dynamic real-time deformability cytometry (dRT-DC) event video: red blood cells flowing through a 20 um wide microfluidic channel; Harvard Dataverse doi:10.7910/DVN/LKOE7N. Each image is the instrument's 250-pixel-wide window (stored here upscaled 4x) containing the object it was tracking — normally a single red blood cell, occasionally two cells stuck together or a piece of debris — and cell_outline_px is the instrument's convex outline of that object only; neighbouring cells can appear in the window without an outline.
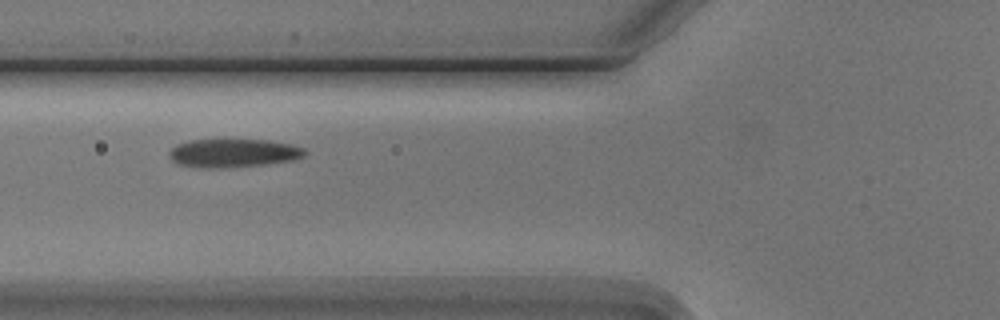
{"species": "Egyptian fruit bat (a non-hibernating species)", "species_latin": "Rousettus aegyptiacus", "temperature_condition": "cold", "stored_images_in_passage": 6, "camera_frame_rate_fps": 3000, "um_per_image_px": 0.085, "animal": {"sex": "male"}, "frame": {"image": 1, "passage_image": 2, "time_ms": 1.333, "image_size_px": [1000, 320], "cell_outline_px": [[308, 152], [304, 156], [292, 160], [264, 164], [220, 168], [200, 168], [176, 164], [168, 156], [168, 152], [176, 144], [188, 140], [268, 140], [292, 144], [304, 148]], "centroid_in_image_um": [19.8, 13.01], "position_along_channel_um": 106.0, "area_um2": 22.6}}
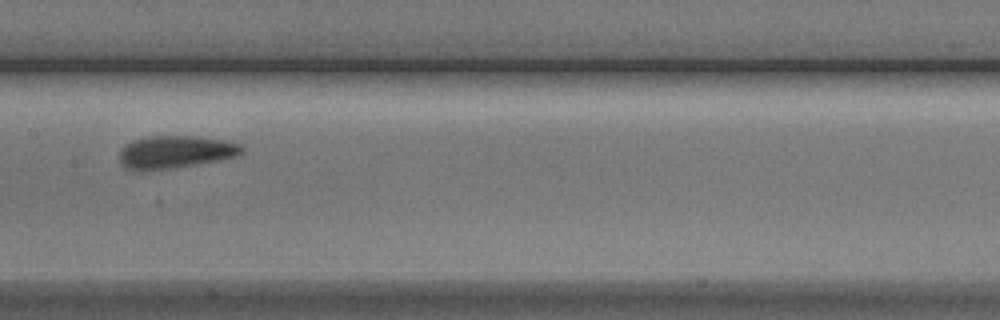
{"frame": {"image": 2, "passage_image": 4, "time_ms": 3.667, "image_size_px": [1000, 320], "cell_outline_px": [[244, 152], [236, 156], [216, 160], [168, 168], [124, 168], [120, 160], [120, 152], [132, 140], [152, 136], [196, 136], [224, 140], [240, 144], [244, 148]], "centroid_in_image_um": [14.96, 12.88], "position_along_channel_um": 192.4, "area_um2": 22.37}}
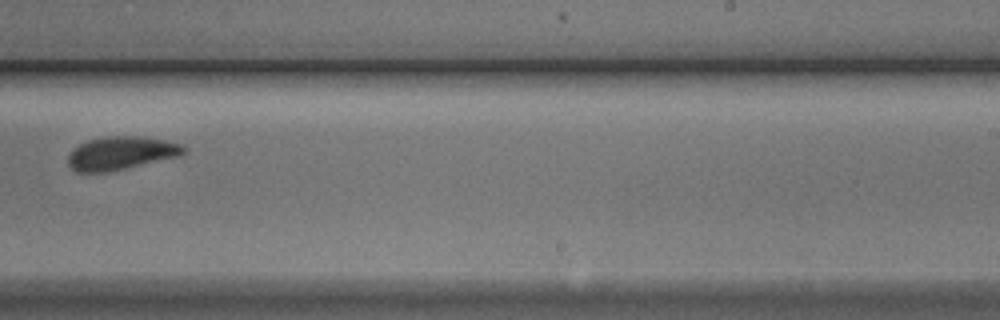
{"frame": {"image": 3, "passage_image": 6, "time_ms": 6.0, "image_size_px": [1000, 320], "cell_outline_px": [[184, 152], [176, 156], [124, 168], [104, 172], [76, 172], [68, 164], [68, 156], [72, 148], [88, 140], [108, 136], [140, 136], [164, 140], [180, 144], [184, 148]], "centroid_in_image_um": [10.2, 13.0], "position_along_channel_um": 278.8, "area_um2": 21.85}}